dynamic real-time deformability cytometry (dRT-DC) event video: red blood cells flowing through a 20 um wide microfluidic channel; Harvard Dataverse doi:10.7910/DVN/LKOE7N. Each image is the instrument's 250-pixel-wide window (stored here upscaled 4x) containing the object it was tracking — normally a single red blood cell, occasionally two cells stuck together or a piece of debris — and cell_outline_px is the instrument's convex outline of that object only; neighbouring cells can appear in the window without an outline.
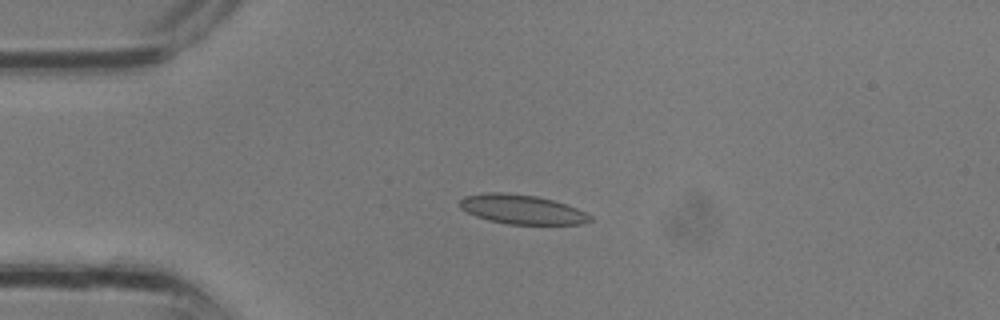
{"species": "common noctule bat (a hibernating species)", "species_latin": "Nyctalus noctula", "temperature_condition": "room temperature", "stored_images_in_passage": 3, "camera_frame_rate_fps": 3000, "um_per_image_px": 0.085, "animal": {"sex": "male", "body_mass_g": 13.3}, "frame": {"image": 1, "passage_image": 3, "time_ms": 0.667, "image_size_px": [1000, 320], "cell_outline_px": [[592, 220], [580, 224], [508, 224], [488, 220], [476, 216], [460, 208], [460, 200], [464, 196], [484, 192], [504, 192], [536, 196], [552, 200], [576, 208], [592, 216]], "centroid_in_image_um": [44.33, 17.79], "position_along_channel_um": 40.7, "area_um2": 22.14}}